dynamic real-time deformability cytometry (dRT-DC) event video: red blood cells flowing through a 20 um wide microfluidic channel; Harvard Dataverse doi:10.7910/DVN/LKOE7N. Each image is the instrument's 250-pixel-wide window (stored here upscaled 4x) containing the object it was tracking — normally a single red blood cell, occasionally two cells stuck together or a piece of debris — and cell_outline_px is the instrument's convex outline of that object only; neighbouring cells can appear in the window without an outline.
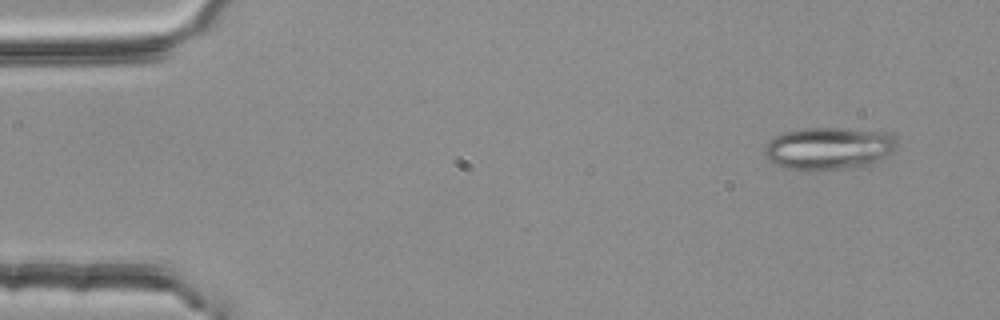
{"species": "common noctule bat (a hibernating species)", "species_latin": "Nyctalus noctula", "temperature_condition": "room temperature", "stored_images_in_passage": 51, "segment_of_instrument_passage": [1, 2], "camera_frame_rate_fps": 3000, "um_per_image_px": 0.085, "animal": {"sex": "female", "body_mass_g": 25.1}, "frame": {"image": 1, "passage_image": 1, "time_ms": 0.0, "image_size_px": [1000, 320], "cell_outline_px": [[896, 148], [880, 164], [864, 168], [816, 172], [804, 172], [780, 168], [768, 160], [764, 152], [764, 148], [780, 132], [804, 128], [840, 128], [888, 132], [896, 140]], "centroid_in_image_um": [70.48, 12.68], "position_along_channel_um": 14.5, "area_um2": 34.33}}